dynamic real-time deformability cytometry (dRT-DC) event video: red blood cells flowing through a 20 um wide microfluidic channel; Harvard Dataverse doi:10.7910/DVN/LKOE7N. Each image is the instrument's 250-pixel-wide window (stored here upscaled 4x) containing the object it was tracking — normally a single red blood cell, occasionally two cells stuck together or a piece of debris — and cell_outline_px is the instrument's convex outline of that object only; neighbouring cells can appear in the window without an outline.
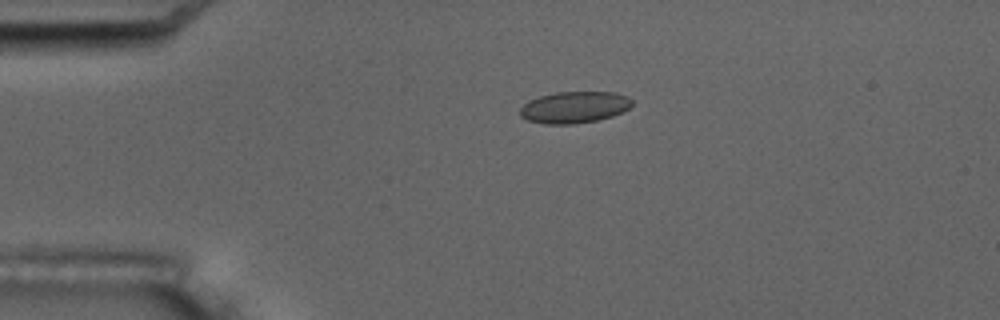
{"species": "common noctule bat (a hibernating species)", "species_latin": "Nyctalus noctula", "temperature_condition": "room temperature", "stored_images_in_passage": 5, "camera_frame_rate_fps": 3000, "um_per_image_px": 0.085, "animal": {"sex": "male", "body_mass_g": 17.5, "forearm_length_mm": 52.3}, "frame": {"image": 1, "passage_image": 3, "time_ms": 3.0, "image_size_px": [1000, 320], "cell_outline_px": [[632, 104], [628, 108], [612, 116], [596, 120], [572, 124], [544, 124], [528, 120], [520, 116], [520, 108], [528, 100], [540, 96], [556, 92], [616, 92], [628, 96], [632, 100]], "centroid_in_image_um": [48.8, 9.11], "position_along_channel_um": 36.2, "area_um2": 20.58}}